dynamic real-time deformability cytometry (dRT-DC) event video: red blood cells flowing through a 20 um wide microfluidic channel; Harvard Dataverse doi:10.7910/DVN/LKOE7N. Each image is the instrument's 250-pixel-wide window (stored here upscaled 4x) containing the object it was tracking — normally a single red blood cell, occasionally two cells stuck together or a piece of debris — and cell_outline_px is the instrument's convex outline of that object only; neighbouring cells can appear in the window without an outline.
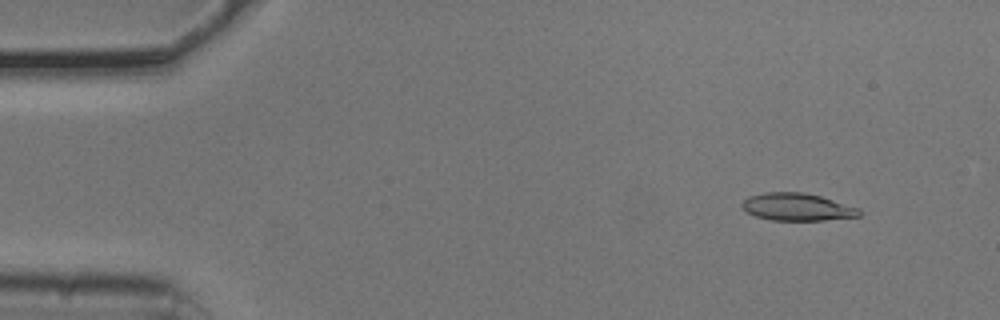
{"species": "common noctule bat (a hibernating species)", "species_latin": "Nyctalus noctula", "temperature_condition": "cold", "stored_images_in_passage": 53, "camera_frame_rate_fps": 3000, "um_per_image_px": 0.085, "animal": {"sex": "male", "body_mass_g": 20.5, "forearm_length_mm": 52.5}, "frame": {"image": 1, "passage_image": 5, "time_ms": 1.333, "image_size_px": [1000, 320], "cell_outline_px": [[860, 216], [824, 220], [772, 220], [756, 216], [748, 212], [740, 204], [748, 196], [764, 192], [804, 192], [820, 196], [860, 208]], "centroid_in_image_um": [67.76, 17.58], "position_along_channel_um": 17.2, "area_um2": 18.67}}
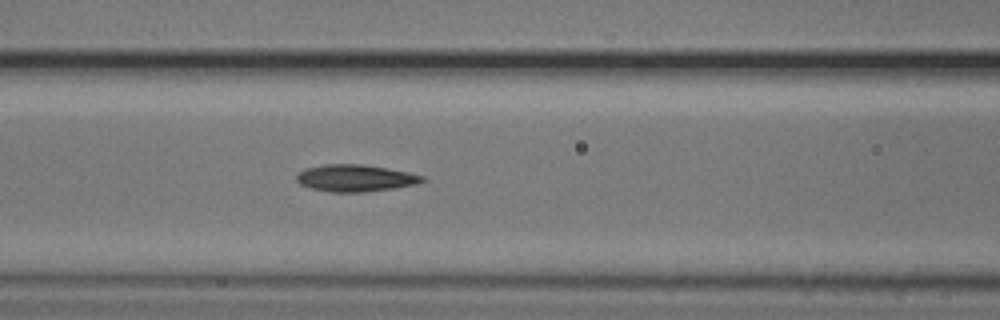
{"frame": {"image": 2, "passage_image": 22, "time_ms": 7.0, "image_size_px": [1000, 320], "cell_outline_px": [[424, 180], [416, 184], [392, 188], [360, 192], [328, 192], [312, 188], [300, 184], [296, 180], [296, 176], [304, 168], [324, 164], [360, 164], [388, 168], [408, 172], [424, 176]], "centroid_in_image_um": [30.17, 15.13], "position_along_channel_um": 136.4, "area_um2": 19.59}}
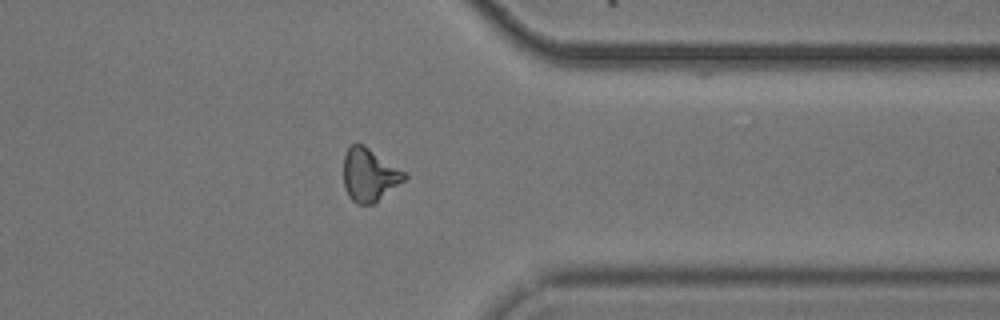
{"frame": {"image": 3, "passage_image": 42, "time_ms": 13.667, "image_size_px": [1000, 320], "cell_outline_px": [[408, 176], [404, 180], [372, 204], [356, 204], [348, 196], [344, 188], [344, 156], [348, 148], [352, 144], [364, 144], [408, 172]], "centroid_in_image_um": [31.41, 14.84], "position_along_channel_um": 380.0, "area_um2": 18.9}, "authors_computed_cell_mechanics": {"area_um2": 19.0162, "velocity_mm_per_s": 3.7669, "shape_relaxation_time_tau1_ms": 5.0074, "shape_relaxation_time_tau2_ms": 8.0525, "deformation_change_tau1": 0.1553, "deformation_change_tau2": 0.1987}}